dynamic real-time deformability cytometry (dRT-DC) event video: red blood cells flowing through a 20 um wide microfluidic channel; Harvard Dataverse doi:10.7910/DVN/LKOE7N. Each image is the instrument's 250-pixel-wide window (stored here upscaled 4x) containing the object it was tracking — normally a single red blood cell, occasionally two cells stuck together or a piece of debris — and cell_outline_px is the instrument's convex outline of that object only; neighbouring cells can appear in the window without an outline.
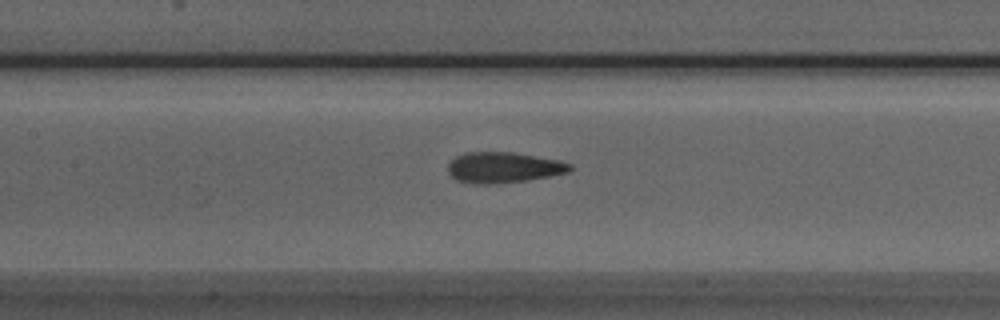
{"species": "Egyptian fruit bat (a non-hibernating species)", "species_latin": "Rousettus aegyptiacus", "temperature_condition": "room temperature", "stored_images_in_passage": 29, "camera_frame_rate_fps": 3000, "um_per_image_px": 0.085, "animal": {"sex": "male"}, "frame": {"image": 1, "passage_image": 10, "time_ms": 3.0, "image_size_px": [1000, 320], "cell_outline_px": [[572, 168], [568, 172], [528, 180], [488, 184], [484, 184], [456, 180], [448, 172], [448, 164], [456, 156], [464, 152], [512, 152], [560, 160], [572, 164]], "centroid_in_image_um": [42.8, 14.22], "position_along_channel_um": 164.6, "area_um2": 21.68}}
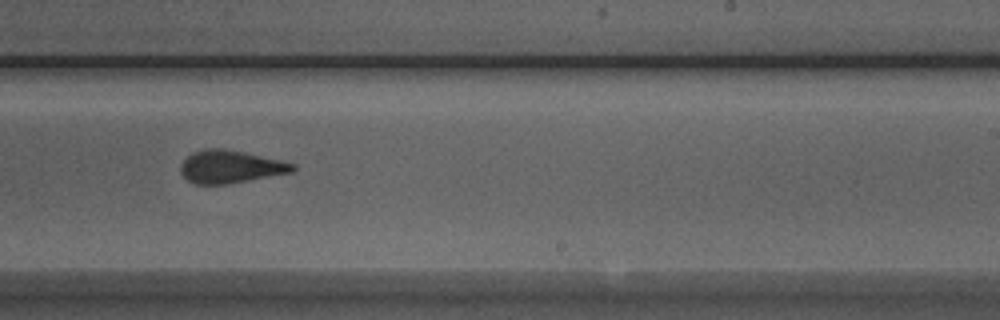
{"frame": {"image": 2, "passage_image": 18, "time_ms": 5.667, "image_size_px": [1000, 320], "cell_outline_px": [[296, 168], [292, 172], [228, 184], [196, 184], [188, 180], [180, 172], [180, 164], [192, 152], [204, 148], [224, 148], [244, 152], [280, 160], [296, 164]], "centroid_in_image_um": [19.57, 14.16], "position_along_channel_um": 269.4, "area_um2": 21.39}}
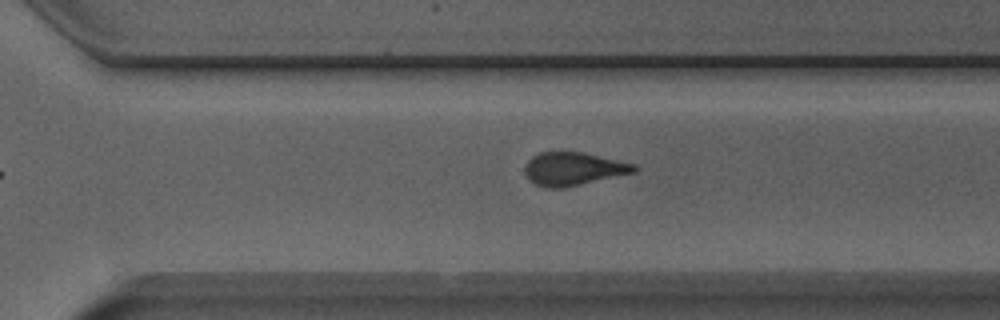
{"frame": {"image": 3, "passage_image": 22, "time_ms": 7.0, "image_size_px": [1000, 320], "cell_outline_px": [[640, 168], [636, 172], [560, 188], [548, 188], [536, 184], [524, 172], [524, 168], [528, 160], [532, 156], [540, 152], [584, 152], [636, 164]], "centroid_in_image_um": [48.77, 14.33], "position_along_channel_um": 321.8, "area_um2": 20.92}}